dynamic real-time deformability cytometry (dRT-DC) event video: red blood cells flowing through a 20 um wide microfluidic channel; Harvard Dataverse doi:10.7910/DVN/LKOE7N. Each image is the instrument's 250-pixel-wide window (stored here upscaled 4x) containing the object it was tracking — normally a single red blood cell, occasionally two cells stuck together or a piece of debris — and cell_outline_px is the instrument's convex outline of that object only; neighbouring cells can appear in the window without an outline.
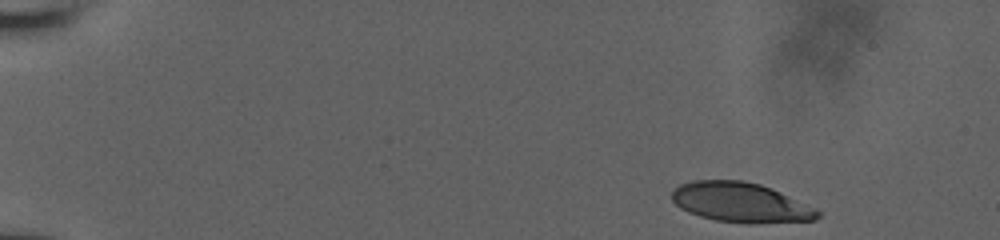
{"species": "human", "species_latin": "Homo sapiens", "temperature_condition": "room temperature", "stored_images_in_passage": 5, "camera_frame_rate_fps": 3000, "um_per_image_px": 0.085, "donor": {"sex": "male"}, "frame": {"image": 1, "passage_image": 1, "time_ms": 0.0, "image_size_px": [1000, 240], "cell_outline_px": [[820, 216], [816, 220], [752, 224], [716, 220], [700, 216], [688, 212], [680, 208], [672, 200], [672, 192], [680, 184], [692, 180], [740, 180], [760, 184], [772, 188], [816, 208], [820, 212]], "centroid_in_image_um": [62.97, 17.21], "position_along_channel_um": 22.0, "area_um2": 33.87}}
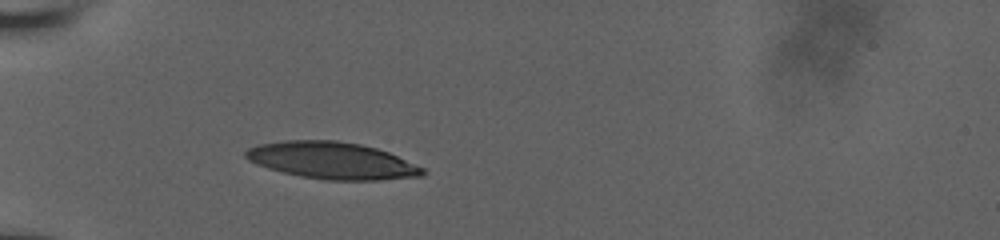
{"frame": {"image": 2, "passage_image": 5, "time_ms": 4.0, "image_size_px": [1000, 240], "cell_outline_px": [[428, 172], [424, 176], [380, 180], [324, 180], [300, 176], [268, 168], [256, 164], [248, 160], [244, 156], [244, 152], [248, 148], [260, 144], [284, 140], [336, 140], [360, 144], [376, 148], [388, 152], [424, 168]], "centroid_in_image_um": [28.23, 13.65], "position_along_channel_um": 56.8, "area_um2": 38.15}}